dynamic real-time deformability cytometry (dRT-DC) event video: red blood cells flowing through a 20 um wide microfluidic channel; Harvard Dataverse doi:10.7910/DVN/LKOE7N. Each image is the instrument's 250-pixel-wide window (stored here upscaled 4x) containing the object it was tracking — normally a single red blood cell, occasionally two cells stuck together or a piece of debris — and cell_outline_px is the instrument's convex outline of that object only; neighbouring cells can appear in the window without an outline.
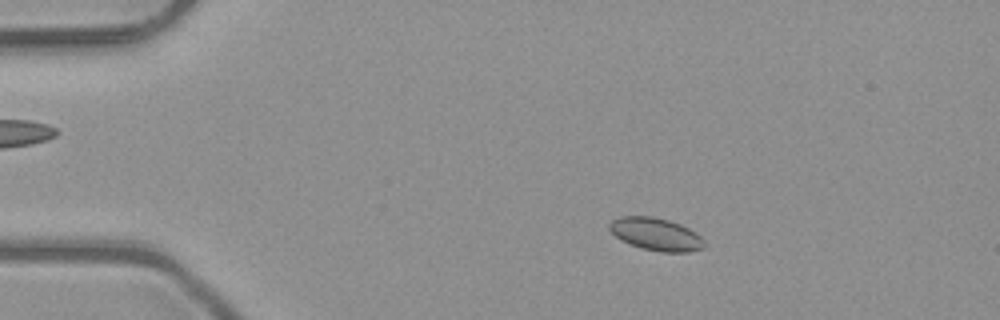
{"species": "common noctule bat (a hibernating species)", "species_latin": "Nyctalus noctula", "temperature_condition": "room temperature", "stored_images_in_passage": 5, "camera_frame_rate_fps": 3000, "um_per_image_px": 0.085, "animal": {"sex": "male", "body_mass_g": 23.1, "forearm_length_mm": 52.7}, "frame": {"image": 1, "passage_image": 2, "time_ms": 0.333, "image_size_px": [1000, 320], "cell_outline_px": [[704, 248], [688, 252], [660, 252], [640, 248], [620, 240], [608, 228], [608, 224], [612, 220], [620, 216], [652, 216], [668, 220], [680, 224], [696, 232], [704, 240]], "centroid_in_image_um": [55.74, 19.91], "position_along_channel_um": 29.3, "area_um2": 18.15}}
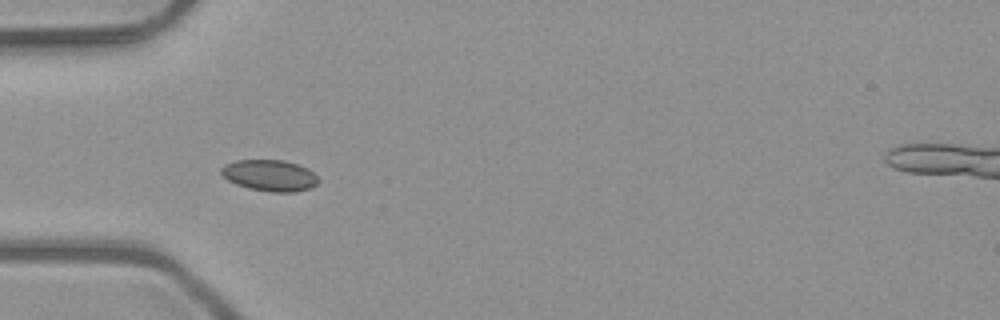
{"frame": {"image": 2, "passage_image": 4, "time_ms": 1.0, "image_size_px": [1000, 320], "cell_outline_px": [[320, 180], [312, 188], [296, 192], [268, 192], [248, 188], [236, 184], [228, 180], [220, 172], [220, 168], [224, 164], [236, 160], [284, 160], [300, 164], [308, 168]], "centroid_in_image_um": [22.94, 14.91], "position_along_channel_um": 62.1, "area_um2": 17.98}}
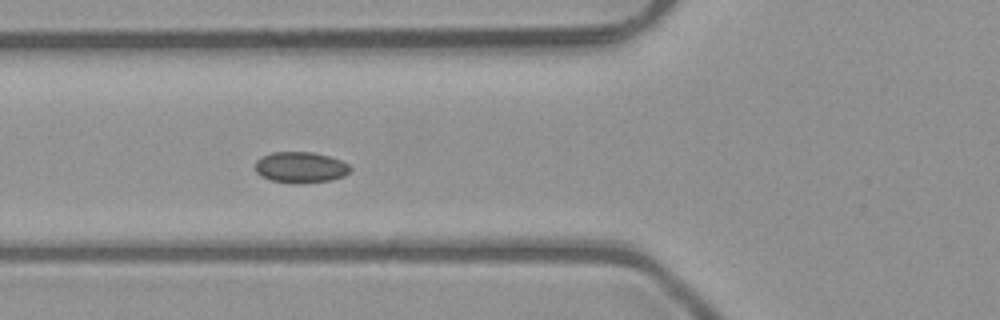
{"frame": {"image": 3, "passage_image": 5, "time_ms": 1.333, "image_size_px": [1000, 320], "cell_outline_px": [[352, 168], [344, 176], [332, 180], [272, 180], [260, 176], [256, 172], [256, 160], [272, 152], [312, 152], [328, 156], [340, 160], [348, 164]], "centroid_in_image_um": [25.56, 14.17], "position_along_channel_um": 100.2, "area_um2": 16.24}}